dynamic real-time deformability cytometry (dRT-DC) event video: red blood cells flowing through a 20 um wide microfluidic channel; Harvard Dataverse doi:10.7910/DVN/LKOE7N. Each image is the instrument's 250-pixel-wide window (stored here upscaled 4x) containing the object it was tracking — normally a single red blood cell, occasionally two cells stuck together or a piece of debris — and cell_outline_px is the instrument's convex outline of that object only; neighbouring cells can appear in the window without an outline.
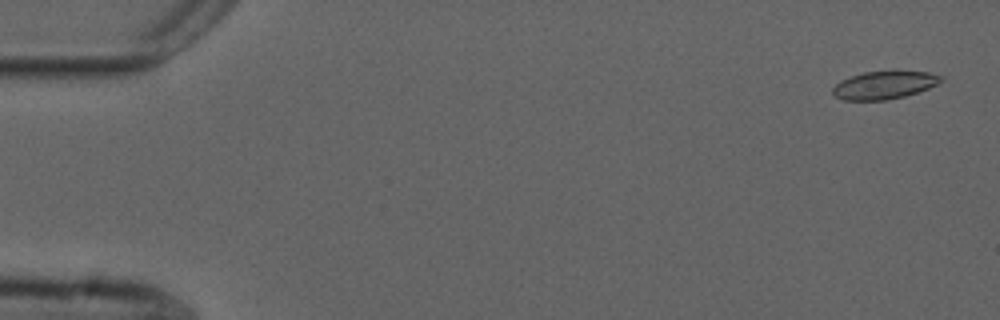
{"species": "common noctule bat (a hibernating species)", "species_latin": "Nyctalus noctula", "temperature_condition": "cold", "stored_images_in_passage": 55, "camera_frame_rate_fps": 3000, "um_per_image_px": 0.085, "animal": {"sex": "male", "forearm_length_mm": 52.5}, "frame": {"image": 1, "passage_image": 2, "time_ms": 0.333, "image_size_px": [1000, 320], "cell_outline_px": [[944, 80], [928, 88], [904, 96], [884, 100], [844, 100], [836, 96], [832, 92], [832, 88], [840, 80], [864, 72], [928, 72], [944, 76]], "centroid_in_image_um": [75.15, 7.24], "position_along_channel_um": 9.8, "area_um2": 17.22}}
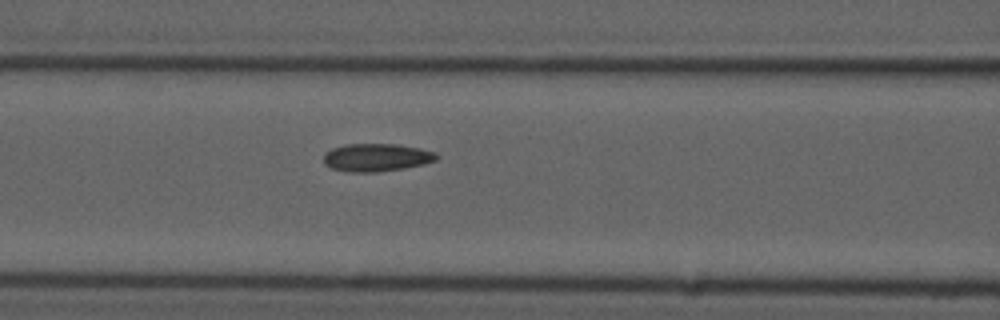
{"frame": {"image": 2, "passage_image": 23, "time_ms": 7.333, "image_size_px": [1000, 320], "cell_outline_px": [[440, 156], [436, 160], [404, 168], [376, 172], [348, 172], [332, 168], [324, 164], [324, 152], [332, 148], [348, 144], [396, 144], [420, 148], [436, 152]], "centroid_in_image_um": [31.99, 13.38], "position_along_channel_um": 134.6, "area_um2": 18.32}}
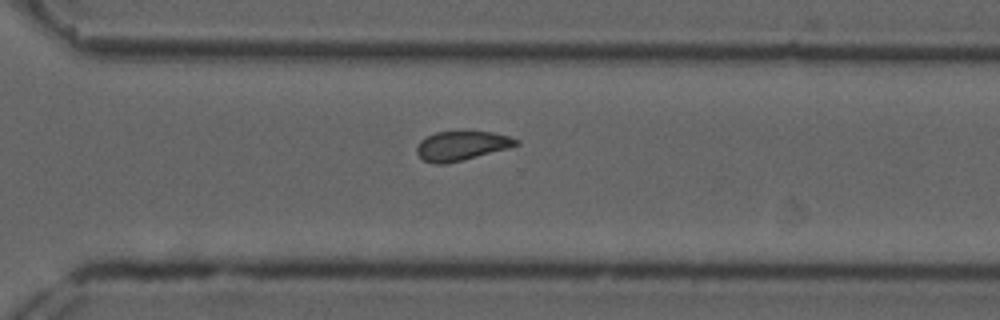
{"frame": {"image": 3, "passage_image": 39, "time_ms": 12.667, "image_size_px": [1000, 320], "cell_outline_px": [[520, 144], [508, 148], [444, 164], [436, 164], [424, 160], [416, 152], [416, 148], [420, 140], [436, 132], [492, 132], [508, 136], [520, 140]], "centroid_in_image_um": [39.23, 12.38], "position_along_channel_um": 331.4, "area_um2": 16.59}, "authors_computed_cell_mechanics": {"area_um2": 17.7446, "velocity_mm_per_s": 3.6961, "shape_relaxation_time_tau1_ms": 5.1697, "shape_relaxation_time_tau2_ms": 2.4264, "deformation_change_tau1": 0.12, "deformation_change_tau2": 0.0839}}